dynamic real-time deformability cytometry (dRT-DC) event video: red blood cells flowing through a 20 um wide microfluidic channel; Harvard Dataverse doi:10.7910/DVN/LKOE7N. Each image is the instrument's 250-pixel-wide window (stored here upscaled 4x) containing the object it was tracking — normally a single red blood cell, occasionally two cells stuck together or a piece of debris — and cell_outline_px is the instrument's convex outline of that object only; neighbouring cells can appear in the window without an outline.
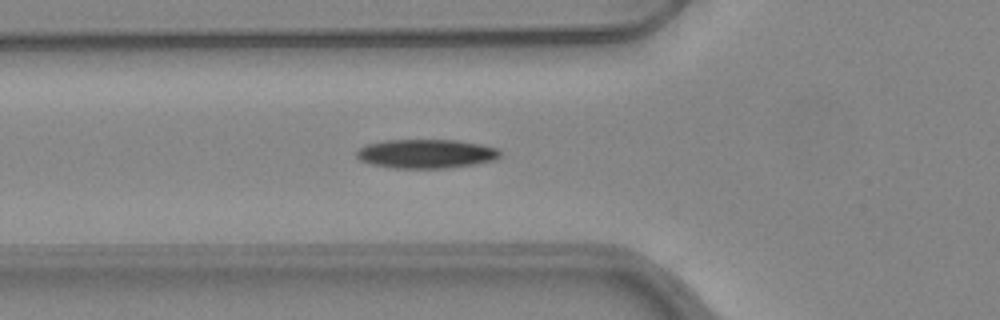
{"species": "common noctule bat (a hibernating species)", "species_latin": "Nyctalus noctula", "temperature_condition": "warm", "stored_images_in_passage": 24, "camera_frame_rate_fps": 3000, "um_per_image_px": 0.085, "animal": {"sex": "female", "body_mass_g": 24.6, "forearm_length_mm": 56.2}, "frame": {"image": 1, "passage_image": 2, "time_ms": 0.333, "image_size_px": [1000, 320], "cell_outline_px": [[500, 156], [492, 160], [472, 164], [444, 168], [392, 168], [372, 164], [360, 160], [356, 156], [356, 152], [364, 144], [384, 140], [456, 140], [480, 144], [496, 148], [500, 152]], "centroid_in_image_um": [36.16, 13.06], "position_along_channel_um": 89.6, "area_um2": 24.1}}
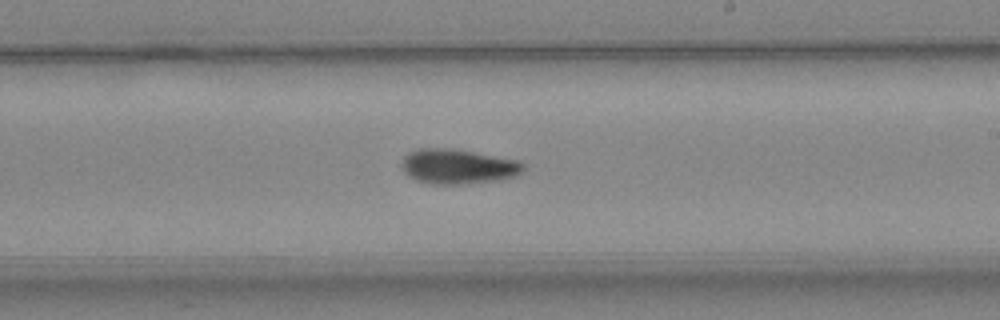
{"frame": {"image": 2, "passage_image": 14, "time_ms": 4.333, "image_size_px": [1000, 320], "cell_outline_px": [[524, 168], [516, 176], [504, 180], [464, 184], [428, 184], [416, 180], [408, 176], [400, 168], [400, 164], [404, 156], [408, 152], [416, 148], [452, 148], [520, 160], [524, 164]], "centroid_in_image_um": [38.9, 14.15], "position_along_channel_um": 250.1, "area_um2": 25.26}}
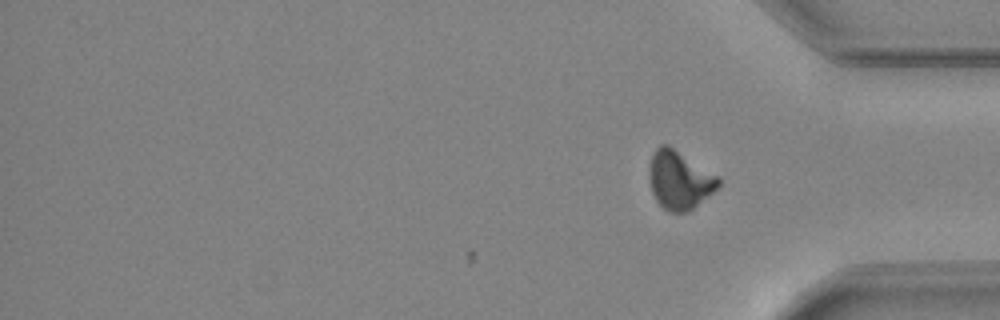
{"frame": {"image": 3, "passage_image": 24, "time_ms": 7.667, "image_size_px": [1000, 320], "cell_outline_px": [[720, 184], [712, 192], [692, 208], [684, 212], [668, 212], [656, 200], [652, 192], [648, 180], [648, 172], [652, 156], [656, 148], [660, 144], [668, 144], [720, 176]], "centroid_in_image_um": [57.73, 15.27], "position_along_channel_um": 377.5, "area_um2": 23.52}}